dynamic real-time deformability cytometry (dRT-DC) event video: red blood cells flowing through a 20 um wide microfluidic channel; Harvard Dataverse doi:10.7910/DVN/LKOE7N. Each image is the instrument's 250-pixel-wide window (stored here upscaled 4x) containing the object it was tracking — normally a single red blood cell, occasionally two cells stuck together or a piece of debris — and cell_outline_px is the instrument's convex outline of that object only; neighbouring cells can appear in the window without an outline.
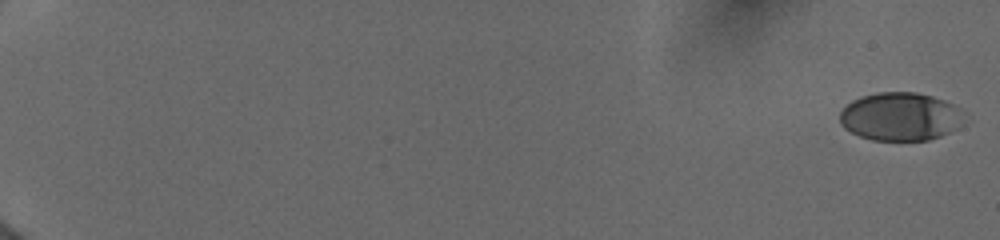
{"species": "human", "species_latin": "Homo sapiens", "temperature_condition": "cold", "stored_images_in_passage": 17, "camera_frame_rate_fps": 3000, "um_per_image_px": 0.085, "donor": {"sex": "female"}, "frame": {"image": 1, "passage_image": 1, "time_ms": 0.0, "image_size_px": [1000, 240], "cell_outline_px": [[952, 104], [948, 132], [940, 136], [928, 140], [872, 140], [860, 136], [844, 128], [840, 124], [840, 112], [852, 100], [876, 92], [916, 92], [932, 96], [944, 100]], "centroid_in_image_um": [76.26, 9.9], "position_along_channel_um": 8.7, "area_um2": 32.95}}
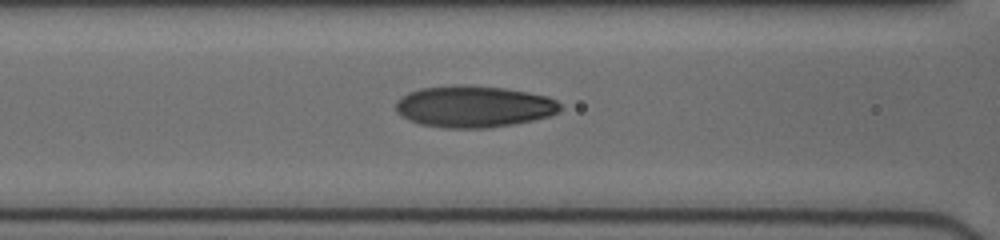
{"frame": {"image": 2, "passage_image": 15, "time_ms": 8.667, "image_size_px": [1000, 240], "cell_outline_px": [[560, 112], [548, 116], [532, 120], [512, 124], [488, 128], [444, 128], [420, 124], [408, 120], [400, 116], [396, 112], [396, 100], [408, 92], [420, 88], [504, 88], [528, 92], [548, 96], [556, 100], [560, 104]], "centroid_in_image_um": [40.27, 9.11], "position_along_channel_um": 126.3, "area_um2": 38.9}}
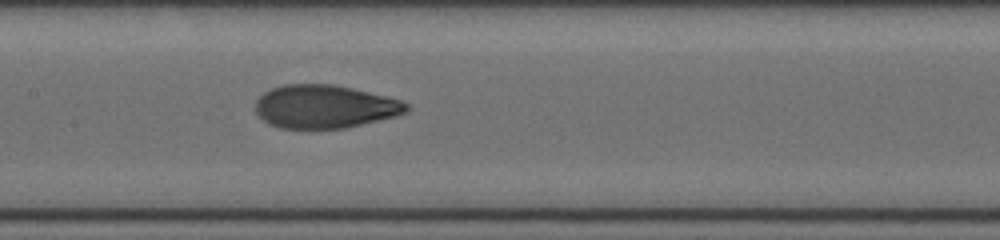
{"frame": {"image": 3, "passage_image": 17, "time_ms": 10.0, "image_size_px": [1000, 240], "cell_outline_px": [[408, 112], [396, 116], [344, 128], [280, 128], [268, 124], [256, 112], [256, 100], [264, 92], [272, 88], [284, 84], [332, 84], [352, 88], [400, 100], [408, 104]], "centroid_in_image_um": [27.58, 9.06], "position_along_channel_um": 179.8, "area_um2": 37.8}}